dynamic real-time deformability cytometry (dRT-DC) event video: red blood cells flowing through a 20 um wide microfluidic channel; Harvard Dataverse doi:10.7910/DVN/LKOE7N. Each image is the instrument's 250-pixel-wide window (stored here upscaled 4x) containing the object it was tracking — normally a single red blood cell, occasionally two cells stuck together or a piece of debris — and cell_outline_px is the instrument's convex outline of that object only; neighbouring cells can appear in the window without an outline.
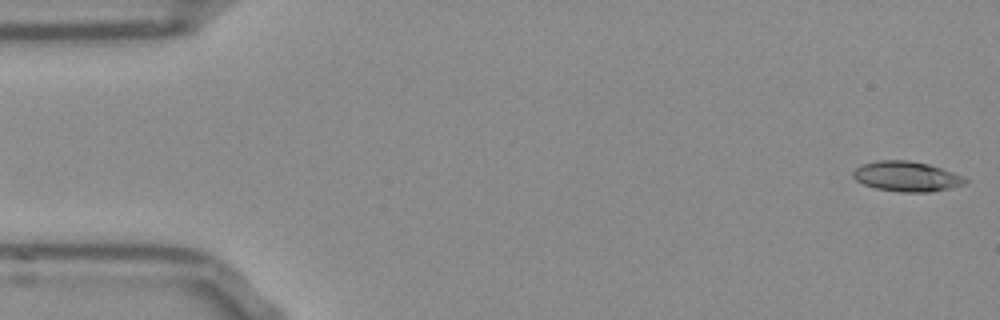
{"species": "Egyptian fruit bat (a non-hibernating species)", "species_latin": "Rousettus aegyptiacus", "temperature_condition": "room temperature", "stored_images_in_passage": 15, "camera_frame_rate_fps": 3000, "um_per_image_px": 0.085, "frame": {"image": 1, "passage_image": 1, "time_ms": 0.0, "image_size_px": [1000, 320], "cell_outline_px": [[968, 180], [964, 184], [948, 188], [928, 192], [904, 192], [876, 188], [864, 184], [856, 180], [852, 176], [852, 172], [860, 164], [876, 160], [908, 160], [928, 164], [940, 168], [960, 176]], "centroid_in_image_um": [76.99, 14.98], "position_along_channel_um": 8.0, "area_um2": 19.36}}
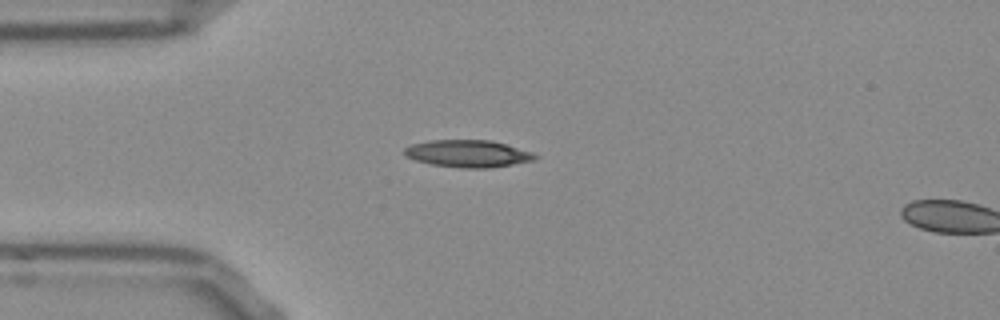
{"frame": {"image": 2, "passage_image": 13, "time_ms": 4.0, "image_size_px": [1000, 320], "cell_outline_px": [[540, 156], [532, 160], [512, 164], [488, 168], [460, 168], [432, 164], [416, 160], [404, 156], [404, 148], [412, 144], [432, 140], [492, 140], [532, 152]], "centroid_in_image_um": [39.76, 13.05], "position_along_channel_um": 45.2, "area_um2": 20.58}}